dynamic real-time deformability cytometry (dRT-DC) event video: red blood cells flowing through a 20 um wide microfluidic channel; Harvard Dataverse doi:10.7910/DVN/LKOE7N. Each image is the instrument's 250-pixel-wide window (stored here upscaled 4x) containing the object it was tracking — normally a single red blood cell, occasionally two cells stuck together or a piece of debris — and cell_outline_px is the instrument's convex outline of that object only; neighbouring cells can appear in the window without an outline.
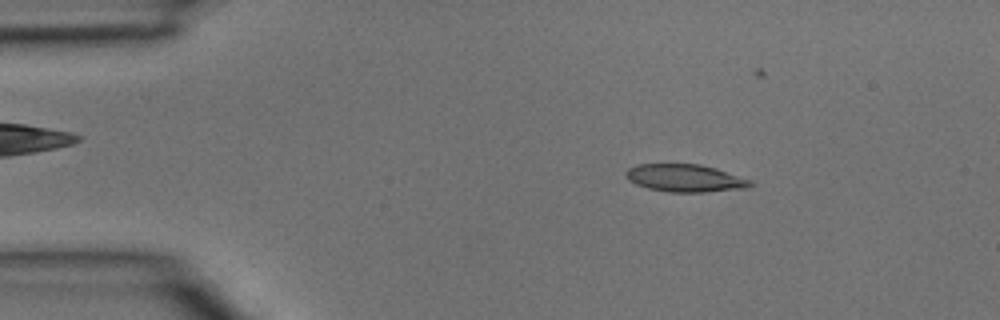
{"species": "common noctule bat (a hibernating species)", "species_latin": "Nyctalus noctula", "temperature_condition": "room temperature", "stored_images_in_passage": 3, "camera_frame_rate_fps": 3000, "um_per_image_px": 0.085, "animal": {"sex": "male", "body_mass_g": 15.6}, "frame": {"image": 1, "passage_image": 1, "time_ms": 0.0, "image_size_px": [1000, 320], "cell_outline_px": [[756, 184], [744, 188], [704, 192], [668, 192], [648, 188], [636, 184], [628, 180], [624, 176], [624, 172], [628, 168], [636, 164], [700, 164], [716, 168], [752, 180]], "centroid_in_image_um": [58.21, 15.13], "position_along_channel_um": 26.8, "area_um2": 20.17}}
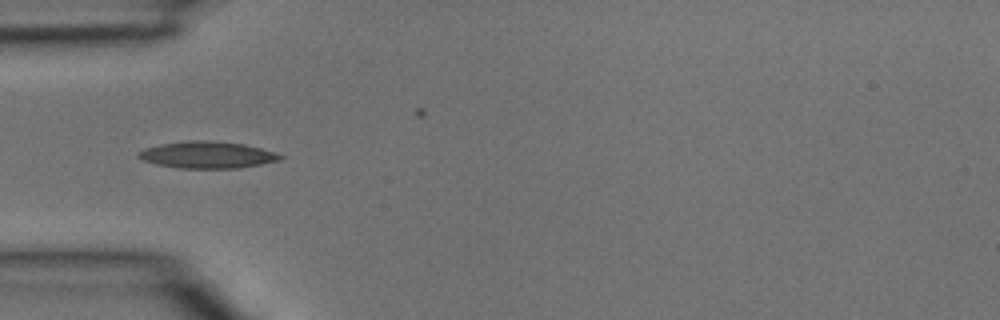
{"frame": {"image": 2, "passage_image": 3, "time_ms": 0.667, "image_size_px": [1000, 320], "cell_outline_px": [[284, 156], [280, 160], [240, 168], [180, 168], [156, 164], [144, 160], [136, 156], [136, 152], [144, 148], [160, 144], [188, 140], [212, 140], [244, 144], [276, 152]], "centroid_in_image_um": [17.6, 13.15], "position_along_channel_um": 67.4, "area_um2": 22.25}}